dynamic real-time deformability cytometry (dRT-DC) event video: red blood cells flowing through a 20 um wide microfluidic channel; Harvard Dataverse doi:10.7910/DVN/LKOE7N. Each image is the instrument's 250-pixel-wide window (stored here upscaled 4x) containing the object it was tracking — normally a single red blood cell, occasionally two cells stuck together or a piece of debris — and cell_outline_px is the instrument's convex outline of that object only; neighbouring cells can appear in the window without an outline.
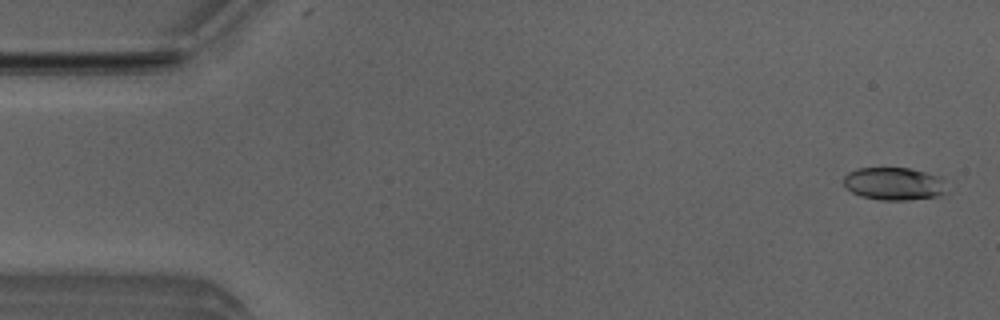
{"species": "Egyptian fruit bat (a non-hibernating species)", "species_latin": "Rousettus aegyptiacus", "temperature_condition": "room temperature", "stored_images_in_passage": 52, "camera_frame_rate_fps": 3000, "um_per_image_px": 0.085, "animal": {"sex": "male"}, "frame": {"image": 1, "passage_image": 2, "time_ms": 0.333, "image_size_px": [1000, 320], "cell_outline_px": [[948, 196], [908, 200], [880, 200], [860, 196], [852, 192], [844, 184], [844, 176], [848, 172], [856, 168], [908, 168], [944, 176], [948, 192]], "centroid_in_image_um": [76.11, 15.63], "position_along_channel_um": 8.9, "area_um2": 20.35}}
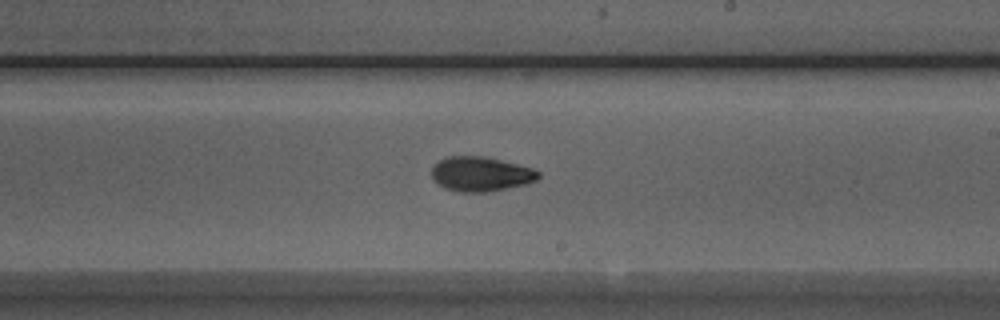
{"frame": {"image": 2, "passage_image": 30, "time_ms": 9.667, "image_size_px": [1000, 320], "cell_outline_px": [[540, 176], [536, 180], [524, 184], [484, 192], [460, 192], [444, 188], [432, 180], [432, 168], [440, 160], [448, 156], [484, 156], [532, 168], [540, 172]], "centroid_in_image_um": [40.83, 14.79], "position_along_channel_um": 248.2, "area_um2": 21.27}}
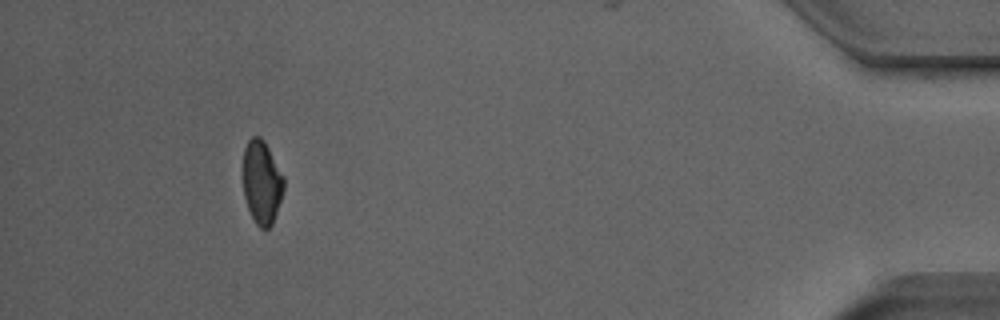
{"frame": {"image": 3, "passage_image": 48, "time_ms": 15.667, "image_size_px": [1000, 320], "cell_outline_px": [[284, 188], [272, 224], [268, 228], [260, 228], [256, 224], [248, 208], [244, 196], [244, 148], [248, 140], [252, 136], [260, 136], [264, 140], [284, 176]], "centroid_in_image_um": [22.26, 15.47], "position_along_channel_um": 412.9, "area_um2": 19.59}, "authors_computed_cell_mechanics": {"area_um2": 20.519, "velocity_mm_per_s": 3.9182, "shape_relaxation_time_tau1_ms": 4.5698, "shape_relaxation_time_tau2_ms": 4.0853, "deformation_change_tau1": 0.1534, "deformation_change_tau2": 0.0933}}